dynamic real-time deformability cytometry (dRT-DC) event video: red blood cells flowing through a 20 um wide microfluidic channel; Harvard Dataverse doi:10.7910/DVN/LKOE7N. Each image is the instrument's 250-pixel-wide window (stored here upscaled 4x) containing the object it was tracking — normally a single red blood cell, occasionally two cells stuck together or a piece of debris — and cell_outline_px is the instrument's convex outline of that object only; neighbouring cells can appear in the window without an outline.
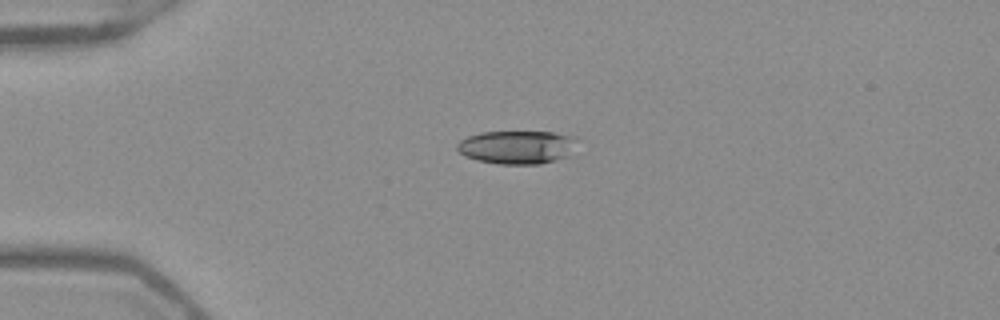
{"species": "Egyptian fruit bat (a non-hibernating species)", "species_latin": "Rousettus aegyptiacus", "temperature_condition": "warm", "stored_images_in_passage": 40, "camera_frame_rate_fps": 3000, "um_per_image_px": 0.085, "frame": {"image": 1, "passage_image": 1, "time_ms": 0.0, "image_size_px": [1000, 320], "cell_outline_px": [[576, 136], [572, 156], [540, 164], [496, 164], [476, 160], [464, 156], [456, 148], [456, 144], [460, 140], [468, 136], [480, 132], [552, 132]], "centroid_in_image_um": [43.95, 12.52], "position_along_channel_um": 41.0, "area_um2": 23.64}}
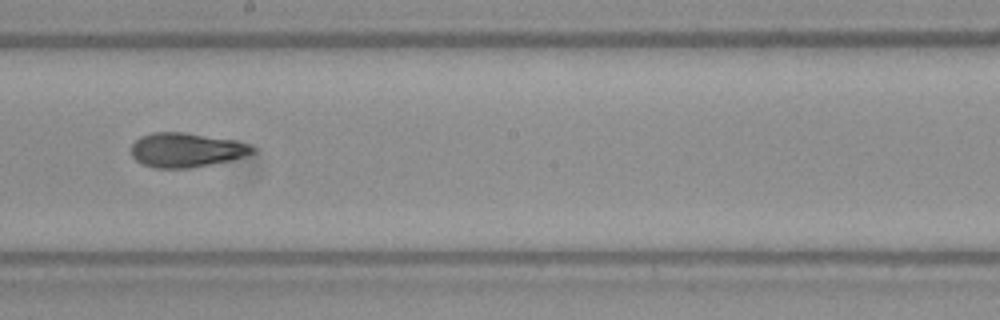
{"frame": {"image": 2, "passage_image": 18, "time_ms": 5.667, "image_size_px": [1000, 320], "cell_outline_px": [[256, 152], [228, 160], [192, 168], [152, 168], [140, 164], [132, 156], [132, 144], [140, 136], [152, 132], [184, 132], [232, 140], [248, 144], [256, 148]], "centroid_in_image_um": [15.78, 12.75], "position_along_channel_um": 232.4, "area_um2": 24.16}}
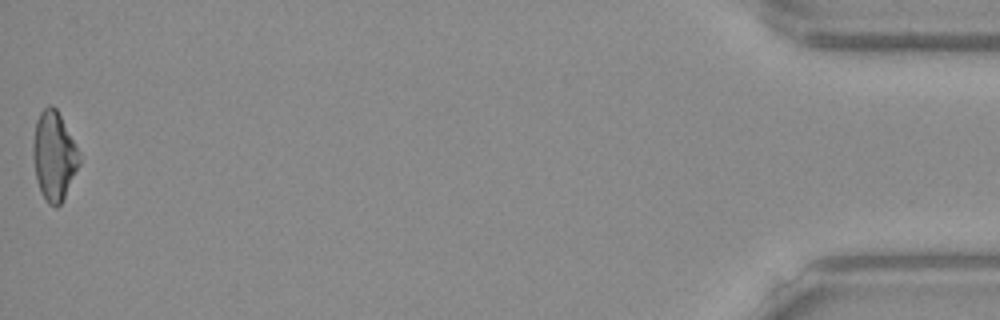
{"frame": {"image": 3, "passage_image": 40, "time_ms": 13.0, "image_size_px": [1000, 320], "cell_outline_px": [[80, 164], [60, 204], [56, 208], [48, 204], [40, 192], [36, 180], [32, 156], [32, 144], [36, 120], [40, 112], [48, 104], [52, 104], [56, 108], [76, 148], [80, 160]], "centroid_in_image_um": [4.54, 13.26], "position_along_channel_um": 430.7, "area_um2": 23.7}, "authors_computed_cell_mechanics": {"area_um2": 23.6402, "velocity_mm_per_s": 3.9537, "shape_relaxation_time_tau1_ms": 5.5569, "shape_relaxation_time_tau2_ms": 2.3594, "deformation_change_tau1": 0.1798, "deformation_change_tau2": 0.0866}}